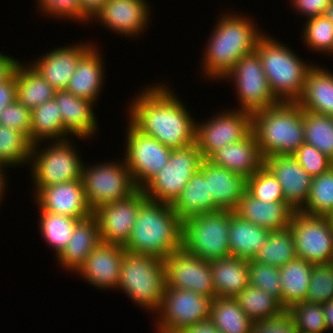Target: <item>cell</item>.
Segmentation results:
<instances>
[{"mask_svg": "<svg viewBox=\"0 0 333 333\" xmlns=\"http://www.w3.org/2000/svg\"><path fill=\"white\" fill-rule=\"evenodd\" d=\"M235 298L253 323L277 316L286 310L278 299L266 291L250 285Z\"/></svg>", "mask_w": 333, "mask_h": 333, "instance_id": "f35d334b", "label": "cell"}, {"mask_svg": "<svg viewBox=\"0 0 333 333\" xmlns=\"http://www.w3.org/2000/svg\"><path fill=\"white\" fill-rule=\"evenodd\" d=\"M209 180L210 194L216 211H234L247 188V179L203 159L199 169Z\"/></svg>", "mask_w": 333, "mask_h": 333, "instance_id": "484cf974", "label": "cell"}, {"mask_svg": "<svg viewBox=\"0 0 333 333\" xmlns=\"http://www.w3.org/2000/svg\"><path fill=\"white\" fill-rule=\"evenodd\" d=\"M330 226L333 229V211L327 216Z\"/></svg>", "mask_w": 333, "mask_h": 333, "instance_id": "6125c7cd", "label": "cell"}, {"mask_svg": "<svg viewBox=\"0 0 333 333\" xmlns=\"http://www.w3.org/2000/svg\"><path fill=\"white\" fill-rule=\"evenodd\" d=\"M100 242L97 218L94 215L89 216L75 225L70 241L55 259L63 270L76 274Z\"/></svg>", "mask_w": 333, "mask_h": 333, "instance_id": "83f0119b", "label": "cell"}, {"mask_svg": "<svg viewBox=\"0 0 333 333\" xmlns=\"http://www.w3.org/2000/svg\"><path fill=\"white\" fill-rule=\"evenodd\" d=\"M293 157L312 178L318 177L333 166V160L307 143L302 144Z\"/></svg>", "mask_w": 333, "mask_h": 333, "instance_id": "c3c4849f", "label": "cell"}, {"mask_svg": "<svg viewBox=\"0 0 333 333\" xmlns=\"http://www.w3.org/2000/svg\"><path fill=\"white\" fill-rule=\"evenodd\" d=\"M80 1V24H88L102 10L108 0H79Z\"/></svg>", "mask_w": 333, "mask_h": 333, "instance_id": "db71d44e", "label": "cell"}, {"mask_svg": "<svg viewBox=\"0 0 333 333\" xmlns=\"http://www.w3.org/2000/svg\"><path fill=\"white\" fill-rule=\"evenodd\" d=\"M177 333H220L214 323L208 318L204 321L196 323L185 329H181Z\"/></svg>", "mask_w": 333, "mask_h": 333, "instance_id": "6f0895ef", "label": "cell"}, {"mask_svg": "<svg viewBox=\"0 0 333 333\" xmlns=\"http://www.w3.org/2000/svg\"><path fill=\"white\" fill-rule=\"evenodd\" d=\"M225 12L216 17V25L202 50L200 72L206 80H222L242 56L255 51L258 39L265 33L250 16Z\"/></svg>", "mask_w": 333, "mask_h": 333, "instance_id": "7a4b0ae2", "label": "cell"}, {"mask_svg": "<svg viewBox=\"0 0 333 333\" xmlns=\"http://www.w3.org/2000/svg\"><path fill=\"white\" fill-rule=\"evenodd\" d=\"M208 160L245 179L250 178L264 166V157L253 132L241 141L218 149Z\"/></svg>", "mask_w": 333, "mask_h": 333, "instance_id": "d4e9b609", "label": "cell"}, {"mask_svg": "<svg viewBox=\"0 0 333 333\" xmlns=\"http://www.w3.org/2000/svg\"><path fill=\"white\" fill-rule=\"evenodd\" d=\"M33 200L37 209L83 220L93 215L82 180L62 182L41 188Z\"/></svg>", "mask_w": 333, "mask_h": 333, "instance_id": "d6986e66", "label": "cell"}, {"mask_svg": "<svg viewBox=\"0 0 333 333\" xmlns=\"http://www.w3.org/2000/svg\"><path fill=\"white\" fill-rule=\"evenodd\" d=\"M258 53L270 91L278 102H297L302 96L308 72L315 62L304 61L286 44L269 33L257 41Z\"/></svg>", "mask_w": 333, "mask_h": 333, "instance_id": "277c9868", "label": "cell"}, {"mask_svg": "<svg viewBox=\"0 0 333 333\" xmlns=\"http://www.w3.org/2000/svg\"><path fill=\"white\" fill-rule=\"evenodd\" d=\"M302 27L304 46L314 53L333 57V24L324 15L304 20Z\"/></svg>", "mask_w": 333, "mask_h": 333, "instance_id": "7bdbcfd3", "label": "cell"}, {"mask_svg": "<svg viewBox=\"0 0 333 333\" xmlns=\"http://www.w3.org/2000/svg\"><path fill=\"white\" fill-rule=\"evenodd\" d=\"M171 206L182 222L193 216L216 211V204L210 194L209 180L200 170L191 176Z\"/></svg>", "mask_w": 333, "mask_h": 333, "instance_id": "f546056e", "label": "cell"}, {"mask_svg": "<svg viewBox=\"0 0 333 333\" xmlns=\"http://www.w3.org/2000/svg\"><path fill=\"white\" fill-rule=\"evenodd\" d=\"M212 298L190 290L165 287L162 304L155 314L156 333H177L210 317Z\"/></svg>", "mask_w": 333, "mask_h": 333, "instance_id": "7c38bea8", "label": "cell"}, {"mask_svg": "<svg viewBox=\"0 0 333 333\" xmlns=\"http://www.w3.org/2000/svg\"><path fill=\"white\" fill-rule=\"evenodd\" d=\"M31 110L15 100L0 112V125L24 133L30 139Z\"/></svg>", "mask_w": 333, "mask_h": 333, "instance_id": "f907efd6", "label": "cell"}, {"mask_svg": "<svg viewBox=\"0 0 333 333\" xmlns=\"http://www.w3.org/2000/svg\"><path fill=\"white\" fill-rule=\"evenodd\" d=\"M312 269L313 264L298 257L279 268L282 305L286 310L306 300Z\"/></svg>", "mask_w": 333, "mask_h": 333, "instance_id": "836d02e7", "label": "cell"}, {"mask_svg": "<svg viewBox=\"0 0 333 333\" xmlns=\"http://www.w3.org/2000/svg\"><path fill=\"white\" fill-rule=\"evenodd\" d=\"M20 60L0 51V83L8 80L17 69Z\"/></svg>", "mask_w": 333, "mask_h": 333, "instance_id": "9f6ffc18", "label": "cell"}, {"mask_svg": "<svg viewBox=\"0 0 333 333\" xmlns=\"http://www.w3.org/2000/svg\"><path fill=\"white\" fill-rule=\"evenodd\" d=\"M16 74L0 83V112L16 100Z\"/></svg>", "mask_w": 333, "mask_h": 333, "instance_id": "11a10c76", "label": "cell"}, {"mask_svg": "<svg viewBox=\"0 0 333 333\" xmlns=\"http://www.w3.org/2000/svg\"><path fill=\"white\" fill-rule=\"evenodd\" d=\"M71 140L75 141L71 137L61 141H48L49 144L43 142L44 146L42 142L32 146L28 168L30 167L34 195L41 188L50 185L82 180L84 159L82 161L80 151L76 145H72L75 142Z\"/></svg>", "mask_w": 333, "mask_h": 333, "instance_id": "52a82bcc", "label": "cell"}, {"mask_svg": "<svg viewBox=\"0 0 333 333\" xmlns=\"http://www.w3.org/2000/svg\"><path fill=\"white\" fill-rule=\"evenodd\" d=\"M222 80L234 85L233 88L236 90L234 95L238 101V108L234 109L253 114L279 103L270 91L256 51L242 56Z\"/></svg>", "mask_w": 333, "mask_h": 333, "instance_id": "30bf717a", "label": "cell"}, {"mask_svg": "<svg viewBox=\"0 0 333 333\" xmlns=\"http://www.w3.org/2000/svg\"><path fill=\"white\" fill-rule=\"evenodd\" d=\"M298 258L311 264H327L333 260V229L327 216L294 212L290 221Z\"/></svg>", "mask_w": 333, "mask_h": 333, "instance_id": "9a60e30c", "label": "cell"}, {"mask_svg": "<svg viewBox=\"0 0 333 333\" xmlns=\"http://www.w3.org/2000/svg\"><path fill=\"white\" fill-rule=\"evenodd\" d=\"M270 231L261 228L235 214L230 215V256L252 260L265 245Z\"/></svg>", "mask_w": 333, "mask_h": 333, "instance_id": "1f68e13d", "label": "cell"}, {"mask_svg": "<svg viewBox=\"0 0 333 333\" xmlns=\"http://www.w3.org/2000/svg\"><path fill=\"white\" fill-rule=\"evenodd\" d=\"M304 141L333 160V117L303 110Z\"/></svg>", "mask_w": 333, "mask_h": 333, "instance_id": "60d3db41", "label": "cell"}, {"mask_svg": "<svg viewBox=\"0 0 333 333\" xmlns=\"http://www.w3.org/2000/svg\"><path fill=\"white\" fill-rule=\"evenodd\" d=\"M54 99L61 113L65 133L71 136L89 140L96 136L99 128L98 117L95 115V103L79 98L66 90H56Z\"/></svg>", "mask_w": 333, "mask_h": 333, "instance_id": "603a6c76", "label": "cell"}, {"mask_svg": "<svg viewBox=\"0 0 333 333\" xmlns=\"http://www.w3.org/2000/svg\"><path fill=\"white\" fill-rule=\"evenodd\" d=\"M233 212L218 210L185 220L182 248L210 262L229 257L230 215Z\"/></svg>", "mask_w": 333, "mask_h": 333, "instance_id": "ba28073f", "label": "cell"}, {"mask_svg": "<svg viewBox=\"0 0 333 333\" xmlns=\"http://www.w3.org/2000/svg\"><path fill=\"white\" fill-rule=\"evenodd\" d=\"M203 157L196 143L172 149L169 161L143 188L147 199L172 204L191 176L200 169Z\"/></svg>", "mask_w": 333, "mask_h": 333, "instance_id": "8fae6325", "label": "cell"}, {"mask_svg": "<svg viewBox=\"0 0 333 333\" xmlns=\"http://www.w3.org/2000/svg\"><path fill=\"white\" fill-rule=\"evenodd\" d=\"M58 110L55 99L31 110L30 141L33 145L39 142L61 141L70 138L65 133L62 116Z\"/></svg>", "mask_w": 333, "mask_h": 333, "instance_id": "e575fe53", "label": "cell"}, {"mask_svg": "<svg viewBox=\"0 0 333 333\" xmlns=\"http://www.w3.org/2000/svg\"><path fill=\"white\" fill-rule=\"evenodd\" d=\"M165 287L163 259L124 250L118 291L124 292L140 309L155 315L162 304Z\"/></svg>", "mask_w": 333, "mask_h": 333, "instance_id": "8992f818", "label": "cell"}, {"mask_svg": "<svg viewBox=\"0 0 333 333\" xmlns=\"http://www.w3.org/2000/svg\"><path fill=\"white\" fill-rule=\"evenodd\" d=\"M264 166L277 178L285 202L294 212L301 211L309 198L312 177L293 155L267 156Z\"/></svg>", "mask_w": 333, "mask_h": 333, "instance_id": "ffe728a7", "label": "cell"}, {"mask_svg": "<svg viewBox=\"0 0 333 333\" xmlns=\"http://www.w3.org/2000/svg\"><path fill=\"white\" fill-rule=\"evenodd\" d=\"M331 1L332 0H289V3L291 2L292 10H296L297 16L298 14H302V16L306 17L305 19L308 20L324 15Z\"/></svg>", "mask_w": 333, "mask_h": 333, "instance_id": "f5cc1de1", "label": "cell"}, {"mask_svg": "<svg viewBox=\"0 0 333 333\" xmlns=\"http://www.w3.org/2000/svg\"><path fill=\"white\" fill-rule=\"evenodd\" d=\"M147 199L142 189L129 197L103 205L93 212L99 223L102 243L124 247L131 235L139 206Z\"/></svg>", "mask_w": 333, "mask_h": 333, "instance_id": "e0dca14e", "label": "cell"}, {"mask_svg": "<svg viewBox=\"0 0 333 333\" xmlns=\"http://www.w3.org/2000/svg\"><path fill=\"white\" fill-rule=\"evenodd\" d=\"M163 262L167 287L190 290L212 299L216 297L210 261L181 248L163 259Z\"/></svg>", "mask_w": 333, "mask_h": 333, "instance_id": "2e32d148", "label": "cell"}, {"mask_svg": "<svg viewBox=\"0 0 333 333\" xmlns=\"http://www.w3.org/2000/svg\"><path fill=\"white\" fill-rule=\"evenodd\" d=\"M333 211V166L312 178L309 198L300 211L313 216H328Z\"/></svg>", "mask_w": 333, "mask_h": 333, "instance_id": "b9f144b4", "label": "cell"}, {"mask_svg": "<svg viewBox=\"0 0 333 333\" xmlns=\"http://www.w3.org/2000/svg\"><path fill=\"white\" fill-rule=\"evenodd\" d=\"M296 257L294 235L288 227L271 231L265 245L252 260L281 268Z\"/></svg>", "mask_w": 333, "mask_h": 333, "instance_id": "74e56055", "label": "cell"}, {"mask_svg": "<svg viewBox=\"0 0 333 333\" xmlns=\"http://www.w3.org/2000/svg\"><path fill=\"white\" fill-rule=\"evenodd\" d=\"M169 84L153 83L140 89L127 107L128 120L143 134L171 149L195 143L196 120Z\"/></svg>", "mask_w": 333, "mask_h": 333, "instance_id": "6da1fadb", "label": "cell"}, {"mask_svg": "<svg viewBox=\"0 0 333 333\" xmlns=\"http://www.w3.org/2000/svg\"><path fill=\"white\" fill-rule=\"evenodd\" d=\"M216 297H236L249 285L248 260L226 257L210 262Z\"/></svg>", "mask_w": 333, "mask_h": 333, "instance_id": "4dcf8cb0", "label": "cell"}, {"mask_svg": "<svg viewBox=\"0 0 333 333\" xmlns=\"http://www.w3.org/2000/svg\"><path fill=\"white\" fill-rule=\"evenodd\" d=\"M124 159L132 180L142 189L169 161L172 149L139 131L128 119Z\"/></svg>", "mask_w": 333, "mask_h": 333, "instance_id": "4fadbf2b", "label": "cell"}, {"mask_svg": "<svg viewBox=\"0 0 333 333\" xmlns=\"http://www.w3.org/2000/svg\"><path fill=\"white\" fill-rule=\"evenodd\" d=\"M331 300H333V263L313 264L305 301L324 304Z\"/></svg>", "mask_w": 333, "mask_h": 333, "instance_id": "bcb514c9", "label": "cell"}, {"mask_svg": "<svg viewBox=\"0 0 333 333\" xmlns=\"http://www.w3.org/2000/svg\"><path fill=\"white\" fill-rule=\"evenodd\" d=\"M6 169H8V167L0 166V202H2V200H4V198H5L4 197V195L6 193L5 190L8 188L7 183H9V182H7V179H6L7 178L6 176H9V175L5 174Z\"/></svg>", "mask_w": 333, "mask_h": 333, "instance_id": "91938a15", "label": "cell"}, {"mask_svg": "<svg viewBox=\"0 0 333 333\" xmlns=\"http://www.w3.org/2000/svg\"><path fill=\"white\" fill-rule=\"evenodd\" d=\"M124 248L120 245L100 242L77 270V276L92 287L116 290L118 287Z\"/></svg>", "mask_w": 333, "mask_h": 333, "instance_id": "7402d4cb", "label": "cell"}, {"mask_svg": "<svg viewBox=\"0 0 333 333\" xmlns=\"http://www.w3.org/2000/svg\"><path fill=\"white\" fill-rule=\"evenodd\" d=\"M183 222L171 204L146 199L137 212L125 250L161 259L182 248Z\"/></svg>", "mask_w": 333, "mask_h": 333, "instance_id": "3957f363", "label": "cell"}, {"mask_svg": "<svg viewBox=\"0 0 333 333\" xmlns=\"http://www.w3.org/2000/svg\"><path fill=\"white\" fill-rule=\"evenodd\" d=\"M109 160L83 165L81 179L87 203L93 212L103 205L129 197L138 189L124 157H121L123 161Z\"/></svg>", "mask_w": 333, "mask_h": 333, "instance_id": "9c48e42d", "label": "cell"}, {"mask_svg": "<svg viewBox=\"0 0 333 333\" xmlns=\"http://www.w3.org/2000/svg\"><path fill=\"white\" fill-rule=\"evenodd\" d=\"M209 319L220 333H252L254 324L235 297L213 298Z\"/></svg>", "mask_w": 333, "mask_h": 333, "instance_id": "d590c367", "label": "cell"}, {"mask_svg": "<svg viewBox=\"0 0 333 333\" xmlns=\"http://www.w3.org/2000/svg\"><path fill=\"white\" fill-rule=\"evenodd\" d=\"M20 62L15 70L16 100L32 110L54 99L56 90L28 63Z\"/></svg>", "mask_w": 333, "mask_h": 333, "instance_id": "d6a6232c", "label": "cell"}, {"mask_svg": "<svg viewBox=\"0 0 333 333\" xmlns=\"http://www.w3.org/2000/svg\"><path fill=\"white\" fill-rule=\"evenodd\" d=\"M248 267L249 285L266 291L282 304L279 268L253 260H248Z\"/></svg>", "mask_w": 333, "mask_h": 333, "instance_id": "7dc6e473", "label": "cell"}, {"mask_svg": "<svg viewBox=\"0 0 333 333\" xmlns=\"http://www.w3.org/2000/svg\"><path fill=\"white\" fill-rule=\"evenodd\" d=\"M322 306L326 330L329 332H333V300L329 301L328 303L322 304Z\"/></svg>", "mask_w": 333, "mask_h": 333, "instance_id": "680465c9", "label": "cell"}, {"mask_svg": "<svg viewBox=\"0 0 333 333\" xmlns=\"http://www.w3.org/2000/svg\"><path fill=\"white\" fill-rule=\"evenodd\" d=\"M200 122L196 121L195 143L203 159L226 145L243 140L252 132V114L233 108Z\"/></svg>", "mask_w": 333, "mask_h": 333, "instance_id": "5bb4252c", "label": "cell"}, {"mask_svg": "<svg viewBox=\"0 0 333 333\" xmlns=\"http://www.w3.org/2000/svg\"><path fill=\"white\" fill-rule=\"evenodd\" d=\"M41 16L56 18L60 20L80 23V1L79 0H36Z\"/></svg>", "mask_w": 333, "mask_h": 333, "instance_id": "681fc988", "label": "cell"}, {"mask_svg": "<svg viewBox=\"0 0 333 333\" xmlns=\"http://www.w3.org/2000/svg\"><path fill=\"white\" fill-rule=\"evenodd\" d=\"M32 146L24 133L0 125V166L16 169L29 165Z\"/></svg>", "mask_w": 333, "mask_h": 333, "instance_id": "ab89813d", "label": "cell"}, {"mask_svg": "<svg viewBox=\"0 0 333 333\" xmlns=\"http://www.w3.org/2000/svg\"><path fill=\"white\" fill-rule=\"evenodd\" d=\"M324 16L333 24V0L330 2V6L326 10Z\"/></svg>", "mask_w": 333, "mask_h": 333, "instance_id": "94428289", "label": "cell"}, {"mask_svg": "<svg viewBox=\"0 0 333 333\" xmlns=\"http://www.w3.org/2000/svg\"><path fill=\"white\" fill-rule=\"evenodd\" d=\"M234 213L271 232L288 228L294 210L285 201L264 202L246 190Z\"/></svg>", "mask_w": 333, "mask_h": 333, "instance_id": "4316f807", "label": "cell"}, {"mask_svg": "<svg viewBox=\"0 0 333 333\" xmlns=\"http://www.w3.org/2000/svg\"><path fill=\"white\" fill-rule=\"evenodd\" d=\"M246 190L252 196L264 202L285 201L281 185L265 166L247 179Z\"/></svg>", "mask_w": 333, "mask_h": 333, "instance_id": "f6af8a7d", "label": "cell"}, {"mask_svg": "<svg viewBox=\"0 0 333 333\" xmlns=\"http://www.w3.org/2000/svg\"><path fill=\"white\" fill-rule=\"evenodd\" d=\"M93 45L90 41L59 46L40 55L28 64L55 90H65L76 70L80 57ZM32 61V62H31Z\"/></svg>", "mask_w": 333, "mask_h": 333, "instance_id": "44dd1931", "label": "cell"}, {"mask_svg": "<svg viewBox=\"0 0 333 333\" xmlns=\"http://www.w3.org/2000/svg\"><path fill=\"white\" fill-rule=\"evenodd\" d=\"M94 44L80 57L73 76L69 80L66 91L73 95L97 103L102 91V85L107 68L100 48ZM103 57V58H102ZM105 69V70H104Z\"/></svg>", "mask_w": 333, "mask_h": 333, "instance_id": "cb8c5ba5", "label": "cell"}, {"mask_svg": "<svg viewBox=\"0 0 333 333\" xmlns=\"http://www.w3.org/2000/svg\"><path fill=\"white\" fill-rule=\"evenodd\" d=\"M254 133L264 158L293 155L305 143L303 110L296 102H279L252 114Z\"/></svg>", "mask_w": 333, "mask_h": 333, "instance_id": "5b68a950", "label": "cell"}, {"mask_svg": "<svg viewBox=\"0 0 333 333\" xmlns=\"http://www.w3.org/2000/svg\"><path fill=\"white\" fill-rule=\"evenodd\" d=\"M296 103L302 110L333 117V72L315 64Z\"/></svg>", "mask_w": 333, "mask_h": 333, "instance_id": "f1b7e54d", "label": "cell"}, {"mask_svg": "<svg viewBox=\"0 0 333 333\" xmlns=\"http://www.w3.org/2000/svg\"><path fill=\"white\" fill-rule=\"evenodd\" d=\"M252 333H297L294 319L288 310L253 324Z\"/></svg>", "mask_w": 333, "mask_h": 333, "instance_id": "816d5d0a", "label": "cell"}, {"mask_svg": "<svg viewBox=\"0 0 333 333\" xmlns=\"http://www.w3.org/2000/svg\"><path fill=\"white\" fill-rule=\"evenodd\" d=\"M148 0H108L92 20L125 38L143 36L149 28L151 6ZM141 34V35H140Z\"/></svg>", "mask_w": 333, "mask_h": 333, "instance_id": "ac0fdd59", "label": "cell"}, {"mask_svg": "<svg viewBox=\"0 0 333 333\" xmlns=\"http://www.w3.org/2000/svg\"><path fill=\"white\" fill-rule=\"evenodd\" d=\"M288 311L294 319L297 333L327 331L322 304L302 301L291 306Z\"/></svg>", "mask_w": 333, "mask_h": 333, "instance_id": "ee69618b", "label": "cell"}, {"mask_svg": "<svg viewBox=\"0 0 333 333\" xmlns=\"http://www.w3.org/2000/svg\"><path fill=\"white\" fill-rule=\"evenodd\" d=\"M39 231L46 244L52 247L55 257L66 247L73 235L75 225L79 219L70 216L54 214L38 209Z\"/></svg>", "mask_w": 333, "mask_h": 333, "instance_id": "8d00e7d4", "label": "cell"}]
</instances>
